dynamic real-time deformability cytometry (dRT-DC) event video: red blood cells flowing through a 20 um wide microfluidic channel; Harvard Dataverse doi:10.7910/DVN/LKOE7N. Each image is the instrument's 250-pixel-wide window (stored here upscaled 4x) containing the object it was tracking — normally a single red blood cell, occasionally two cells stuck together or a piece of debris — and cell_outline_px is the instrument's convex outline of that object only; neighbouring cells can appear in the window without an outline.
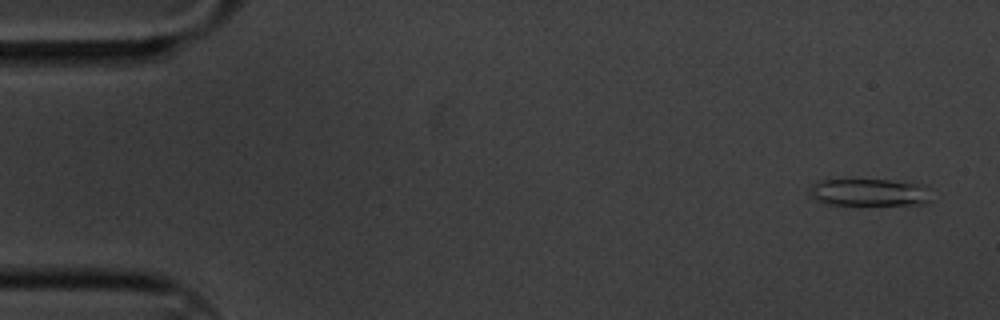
{"species": "common noctule bat (a hibernating species)", "species_latin": "Nyctalus noctula", "temperature_condition": "cold", "stored_images_in_passage": 5, "camera_frame_rate_fps": 3000, "um_per_image_px": 0.085, "animal": {"sex": "male", "body_mass_g": 20.1, "forearm_length_mm": 53.5}, "frame": {"image": 1, "passage_image": 1, "time_ms": 0.0, "image_size_px": [1000, 320], "cell_outline_px": [[932, 200], [928, 204], [828, 204], [816, 200], [808, 196], [808, 192], [812, 184], [816, 180], [848, 176], [928, 184], [932, 188]], "centroid_in_image_um": [73.89, 16.28], "position_along_channel_um": 11.1, "area_um2": 20.92}}
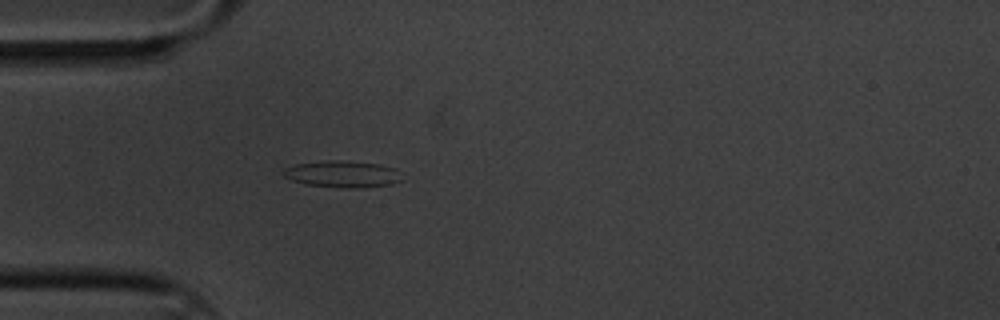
{"frame": {"image": 2, "passage_image": 5, "time_ms": 1.333, "image_size_px": [1000, 320], "cell_outline_px": [[404, 180], [392, 184], [356, 188], [348, 188], [304, 184], [292, 180], [284, 176], [284, 168], [296, 164], [324, 160], [344, 160], [380, 164], [396, 168]], "centroid_in_image_um": [29.15, 14.79], "position_along_channel_um": 55.8, "area_um2": 18.55}}